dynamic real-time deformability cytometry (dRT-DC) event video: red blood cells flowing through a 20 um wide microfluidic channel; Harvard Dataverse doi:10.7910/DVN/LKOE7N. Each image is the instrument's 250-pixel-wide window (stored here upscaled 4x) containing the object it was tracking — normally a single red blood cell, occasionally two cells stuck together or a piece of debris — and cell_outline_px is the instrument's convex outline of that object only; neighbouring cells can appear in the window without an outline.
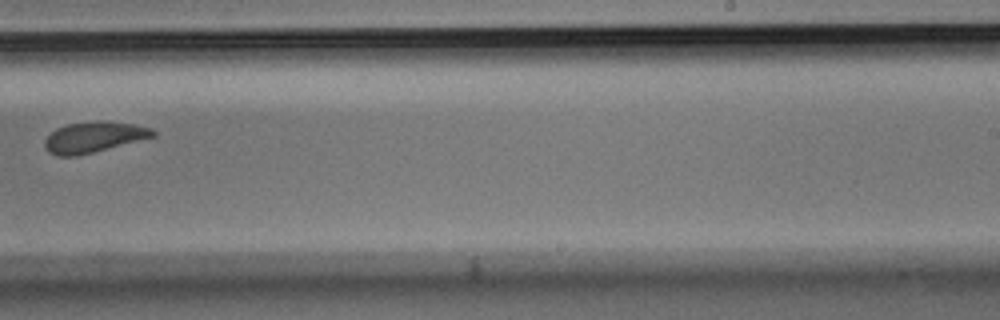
{"species": "Egyptian fruit bat (a non-hibernating species)", "species_latin": "Rousettus aegyptiacus", "temperature_condition": "room temperature", "stored_images_in_passage": 16, "camera_frame_rate_fps": 3000, "um_per_image_px": 0.085, "animal": {"sex": "male"}, "frame": {"image": 1, "passage_image": 10, "time_ms": 3.0, "image_size_px": [1000, 320], "cell_outline_px": [[156, 136], [76, 156], [56, 156], [48, 152], [44, 144], [44, 140], [56, 128], [68, 124], [100, 120], [136, 124], [152, 128], [156, 132]], "centroid_in_image_um": [7.98, 11.64], "position_along_channel_um": 281.0, "area_um2": 19.31}}
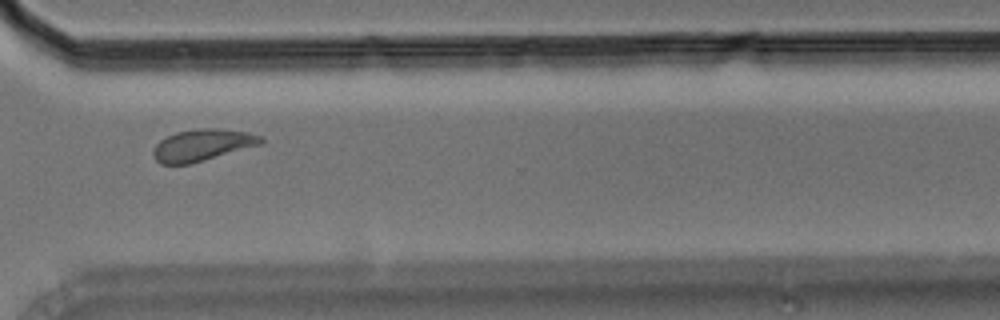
{"frame": {"image": 2, "passage_image": 12, "time_ms": 3.667, "image_size_px": [1000, 320], "cell_outline_px": [[264, 144], [192, 164], [160, 164], [152, 156], [152, 152], [156, 144], [160, 140], [176, 132], [200, 128], [216, 128], [244, 132], [264, 136]], "centroid_in_image_um": [17.23, 12.34], "position_along_channel_um": 353.4, "area_um2": 20.17}}